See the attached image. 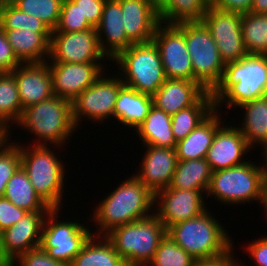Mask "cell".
I'll use <instances>...</instances> for the list:
<instances>
[{
    "label": "cell",
    "instance_id": "obj_1",
    "mask_svg": "<svg viewBox=\"0 0 267 266\" xmlns=\"http://www.w3.org/2000/svg\"><path fill=\"white\" fill-rule=\"evenodd\" d=\"M154 202L155 195L132 174L92 210L91 221L99 228L93 235L105 236L116 227L151 216Z\"/></svg>",
    "mask_w": 267,
    "mask_h": 266
},
{
    "label": "cell",
    "instance_id": "obj_2",
    "mask_svg": "<svg viewBox=\"0 0 267 266\" xmlns=\"http://www.w3.org/2000/svg\"><path fill=\"white\" fill-rule=\"evenodd\" d=\"M211 94L217 111L224 104L236 108L267 95V55L248 54L226 63L222 79Z\"/></svg>",
    "mask_w": 267,
    "mask_h": 266
},
{
    "label": "cell",
    "instance_id": "obj_3",
    "mask_svg": "<svg viewBox=\"0 0 267 266\" xmlns=\"http://www.w3.org/2000/svg\"><path fill=\"white\" fill-rule=\"evenodd\" d=\"M227 232L209 209L166 230V234L195 260L213 259L229 253L234 247Z\"/></svg>",
    "mask_w": 267,
    "mask_h": 266
},
{
    "label": "cell",
    "instance_id": "obj_4",
    "mask_svg": "<svg viewBox=\"0 0 267 266\" xmlns=\"http://www.w3.org/2000/svg\"><path fill=\"white\" fill-rule=\"evenodd\" d=\"M17 126L35 136L33 145L50 144L61 148L78 129L72 119V102L59 96L24 109Z\"/></svg>",
    "mask_w": 267,
    "mask_h": 266
},
{
    "label": "cell",
    "instance_id": "obj_5",
    "mask_svg": "<svg viewBox=\"0 0 267 266\" xmlns=\"http://www.w3.org/2000/svg\"><path fill=\"white\" fill-rule=\"evenodd\" d=\"M29 145V147H28ZM20 145L21 166L26 171L35 191L51 207L62 209L65 189V164L56 156L60 146ZM49 146V147H48ZM28 147V148H27ZM55 148V150H54ZM52 149V150H51Z\"/></svg>",
    "mask_w": 267,
    "mask_h": 266
},
{
    "label": "cell",
    "instance_id": "obj_6",
    "mask_svg": "<svg viewBox=\"0 0 267 266\" xmlns=\"http://www.w3.org/2000/svg\"><path fill=\"white\" fill-rule=\"evenodd\" d=\"M245 160L244 164L213 171L206 196L227 205L255 201L262 207L265 193L262 163L259 166L255 161Z\"/></svg>",
    "mask_w": 267,
    "mask_h": 266
},
{
    "label": "cell",
    "instance_id": "obj_7",
    "mask_svg": "<svg viewBox=\"0 0 267 266\" xmlns=\"http://www.w3.org/2000/svg\"><path fill=\"white\" fill-rule=\"evenodd\" d=\"M166 229L159 218L149 217L116 227L105 235L127 266H147L154 258Z\"/></svg>",
    "mask_w": 267,
    "mask_h": 266
},
{
    "label": "cell",
    "instance_id": "obj_8",
    "mask_svg": "<svg viewBox=\"0 0 267 266\" xmlns=\"http://www.w3.org/2000/svg\"><path fill=\"white\" fill-rule=\"evenodd\" d=\"M112 61L121 71L118 75L124 85L140 93L152 96L166 80L160 53L153 41L132 44Z\"/></svg>",
    "mask_w": 267,
    "mask_h": 266
},
{
    "label": "cell",
    "instance_id": "obj_9",
    "mask_svg": "<svg viewBox=\"0 0 267 266\" xmlns=\"http://www.w3.org/2000/svg\"><path fill=\"white\" fill-rule=\"evenodd\" d=\"M185 40L194 81L212 92L222 79L225 63L209 29L203 22H185Z\"/></svg>",
    "mask_w": 267,
    "mask_h": 266
},
{
    "label": "cell",
    "instance_id": "obj_10",
    "mask_svg": "<svg viewBox=\"0 0 267 266\" xmlns=\"http://www.w3.org/2000/svg\"><path fill=\"white\" fill-rule=\"evenodd\" d=\"M61 209L52 208L45 217L40 247L55 259L70 265L93 234L87 225L75 221L58 220Z\"/></svg>",
    "mask_w": 267,
    "mask_h": 266
},
{
    "label": "cell",
    "instance_id": "obj_11",
    "mask_svg": "<svg viewBox=\"0 0 267 266\" xmlns=\"http://www.w3.org/2000/svg\"><path fill=\"white\" fill-rule=\"evenodd\" d=\"M103 75L72 101V119L76 127L81 125L83 117L97 121V124L113 118L115 103L124 83L118 74L109 78Z\"/></svg>",
    "mask_w": 267,
    "mask_h": 266
},
{
    "label": "cell",
    "instance_id": "obj_12",
    "mask_svg": "<svg viewBox=\"0 0 267 266\" xmlns=\"http://www.w3.org/2000/svg\"><path fill=\"white\" fill-rule=\"evenodd\" d=\"M152 41L158 47L166 78L194 81L192 61L185 40V22H160Z\"/></svg>",
    "mask_w": 267,
    "mask_h": 266
},
{
    "label": "cell",
    "instance_id": "obj_13",
    "mask_svg": "<svg viewBox=\"0 0 267 266\" xmlns=\"http://www.w3.org/2000/svg\"><path fill=\"white\" fill-rule=\"evenodd\" d=\"M110 60L101 50L96 28L80 32H52L51 62L100 63Z\"/></svg>",
    "mask_w": 267,
    "mask_h": 266
},
{
    "label": "cell",
    "instance_id": "obj_14",
    "mask_svg": "<svg viewBox=\"0 0 267 266\" xmlns=\"http://www.w3.org/2000/svg\"><path fill=\"white\" fill-rule=\"evenodd\" d=\"M202 22L209 29L225 64L248 55L241 32V13L208 7Z\"/></svg>",
    "mask_w": 267,
    "mask_h": 266
},
{
    "label": "cell",
    "instance_id": "obj_15",
    "mask_svg": "<svg viewBox=\"0 0 267 266\" xmlns=\"http://www.w3.org/2000/svg\"><path fill=\"white\" fill-rule=\"evenodd\" d=\"M203 191L175 189L170 186L155 194L154 214L167 230L176 223L195 218L208 208ZM157 207V208H156ZM157 211V212H156Z\"/></svg>",
    "mask_w": 267,
    "mask_h": 266
},
{
    "label": "cell",
    "instance_id": "obj_16",
    "mask_svg": "<svg viewBox=\"0 0 267 266\" xmlns=\"http://www.w3.org/2000/svg\"><path fill=\"white\" fill-rule=\"evenodd\" d=\"M46 62L52 78L54 96L70 102L105 73L104 69L106 70L104 63L101 65V63Z\"/></svg>",
    "mask_w": 267,
    "mask_h": 266
},
{
    "label": "cell",
    "instance_id": "obj_17",
    "mask_svg": "<svg viewBox=\"0 0 267 266\" xmlns=\"http://www.w3.org/2000/svg\"><path fill=\"white\" fill-rule=\"evenodd\" d=\"M227 125H222L216 131L205 158L212 172L244 164L247 162L244 156L246 157L248 151L251 152L252 149L238 129V125L236 127Z\"/></svg>",
    "mask_w": 267,
    "mask_h": 266
},
{
    "label": "cell",
    "instance_id": "obj_18",
    "mask_svg": "<svg viewBox=\"0 0 267 266\" xmlns=\"http://www.w3.org/2000/svg\"><path fill=\"white\" fill-rule=\"evenodd\" d=\"M140 171L134 174L154 195L169 187L178 163L175 148L143 146Z\"/></svg>",
    "mask_w": 267,
    "mask_h": 266
},
{
    "label": "cell",
    "instance_id": "obj_19",
    "mask_svg": "<svg viewBox=\"0 0 267 266\" xmlns=\"http://www.w3.org/2000/svg\"><path fill=\"white\" fill-rule=\"evenodd\" d=\"M11 74L17 82L22 110L54 96L47 62L22 63Z\"/></svg>",
    "mask_w": 267,
    "mask_h": 266
},
{
    "label": "cell",
    "instance_id": "obj_20",
    "mask_svg": "<svg viewBox=\"0 0 267 266\" xmlns=\"http://www.w3.org/2000/svg\"><path fill=\"white\" fill-rule=\"evenodd\" d=\"M48 212H27L16 224L2 232L4 251L12 262L40 246L42 228Z\"/></svg>",
    "mask_w": 267,
    "mask_h": 266
},
{
    "label": "cell",
    "instance_id": "obj_21",
    "mask_svg": "<svg viewBox=\"0 0 267 266\" xmlns=\"http://www.w3.org/2000/svg\"><path fill=\"white\" fill-rule=\"evenodd\" d=\"M127 37L134 43L151 42L160 23L158 9L148 0H118Z\"/></svg>",
    "mask_w": 267,
    "mask_h": 266
},
{
    "label": "cell",
    "instance_id": "obj_22",
    "mask_svg": "<svg viewBox=\"0 0 267 266\" xmlns=\"http://www.w3.org/2000/svg\"><path fill=\"white\" fill-rule=\"evenodd\" d=\"M122 8L118 0H106L96 31L101 50L112 61L119 53L134 44L126 34L122 19Z\"/></svg>",
    "mask_w": 267,
    "mask_h": 266
},
{
    "label": "cell",
    "instance_id": "obj_23",
    "mask_svg": "<svg viewBox=\"0 0 267 266\" xmlns=\"http://www.w3.org/2000/svg\"><path fill=\"white\" fill-rule=\"evenodd\" d=\"M207 91L195 81L166 78L152 95L153 105L169 115L193 106Z\"/></svg>",
    "mask_w": 267,
    "mask_h": 266
},
{
    "label": "cell",
    "instance_id": "obj_24",
    "mask_svg": "<svg viewBox=\"0 0 267 266\" xmlns=\"http://www.w3.org/2000/svg\"><path fill=\"white\" fill-rule=\"evenodd\" d=\"M219 112L215 109L183 140L176 143L178 161L206 158L216 131L225 124L224 121L221 122V110Z\"/></svg>",
    "mask_w": 267,
    "mask_h": 266
},
{
    "label": "cell",
    "instance_id": "obj_25",
    "mask_svg": "<svg viewBox=\"0 0 267 266\" xmlns=\"http://www.w3.org/2000/svg\"><path fill=\"white\" fill-rule=\"evenodd\" d=\"M16 57L22 63H43L50 57L52 32L31 30H4Z\"/></svg>",
    "mask_w": 267,
    "mask_h": 266
},
{
    "label": "cell",
    "instance_id": "obj_26",
    "mask_svg": "<svg viewBox=\"0 0 267 266\" xmlns=\"http://www.w3.org/2000/svg\"><path fill=\"white\" fill-rule=\"evenodd\" d=\"M152 106L151 95L140 93L134 88L123 85L115 103L113 118L119 124L128 126L135 131L145 121Z\"/></svg>",
    "mask_w": 267,
    "mask_h": 266
},
{
    "label": "cell",
    "instance_id": "obj_27",
    "mask_svg": "<svg viewBox=\"0 0 267 266\" xmlns=\"http://www.w3.org/2000/svg\"><path fill=\"white\" fill-rule=\"evenodd\" d=\"M143 146L175 148L171 128V115L153 105L145 121L135 130Z\"/></svg>",
    "mask_w": 267,
    "mask_h": 266
},
{
    "label": "cell",
    "instance_id": "obj_28",
    "mask_svg": "<svg viewBox=\"0 0 267 266\" xmlns=\"http://www.w3.org/2000/svg\"><path fill=\"white\" fill-rule=\"evenodd\" d=\"M239 108L243 110L244 119L238 129L248 145L253 149L259 144V147L267 144V95L245 103Z\"/></svg>",
    "mask_w": 267,
    "mask_h": 266
},
{
    "label": "cell",
    "instance_id": "obj_29",
    "mask_svg": "<svg viewBox=\"0 0 267 266\" xmlns=\"http://www.w3.org/2000/svg\"><path fill=\"white\" fill-rule=\"evenodd\" d=\"M69 266H127L105 236L91 235Z\"/></svg>",
    "mask_w": 267,
    "mask_h": 266
},
{
    "label": "cell",
    "instance_id": "obj_30",
    "mask_svg": "<svg viewBox=\"0 0 267 266\" xmlns=\"http://www.w3.org/2000/svg\"><path fill=\"white\" fill-rule=\"evenodd\" d=\"M4 197L27 212L50 211L52 209L37 194L22 166L7 182Z\"/></svg>",
    "mask_w": 267,
    "mask_h": 266
},
{
    "label": "cell",
    "instance_id": "obj_31",
    "mask_svg": "<svg viewBox=\"0 0 267 266\" xmlns=\"http://www.w3.org/2000/svg\"><path fill=\"white\" fill-rule=\"evenodd\" d=\"M214 110V99L211 92L207 91L193 106L171 115V128L176 143L183 140Z\"/></svg>",
    "mask_w": 267,
    "mask_h": 266
},
{
    "label": "cell",
    "instance_id": "obj_32",
    "mask_svg": "<svg viewBox=\"0 0 267 266\" xmlns=\"http://www.w3.org/2000/svg\"><path fill=\"white\" fill-rule=\"evenodd\" d=\"M211 175L212 171L205 158L178 161L170 187L203 191L206 194Z\"/></svg>",
    "mask_w": 267,
    "mask_h": 266
},
{
    "label": "cell",
    "instance_id": "obj_33",
    "mask_svg": "<svg viewBox=\"0 0 267 266\" xmlns=\"http://www.w3.org/2000/svg\"><path fill=\"white\" fill-rule=\"evenodd\" d=\"M23 114L18 86L11 73H0V128L9 132ZM12 124V125H10Z\"/></svg>",
    "mask_w": 267,
    "mask_h": 266
},
{
    "label": "cell",
    "instance_id": "obj_34",
    "mask_svg": "<svg viewBox=\"0 0 267 266\" xmlns=\"http://www.w3.org/2000/svg\"><path fill=\"white\" fill-rule=\"evenodd\" d=\"M207 8L202 0H165L158 8V15L165 24L202 22Z\"/></svg>",
    "mask_w": 267,
    "mask_h": 266
},
{
    "label": "cell",
    "instance_id": "obj_35",
    "mask_svg": "<svg viewBox=\"0 0 267 266\" xmlns=\"http://www.w3.org/2000/svg\"><path fill=\"white\" fill-rule=\"evenodd\" d=\"M244 46L250 55H267V14L241 13Z\"/></svg>",
    "mask_w": 267,
    "mask_h": 266
},
{
    "label": "cell",
    "instance_id": "obj_36",
    "mask_svg": "<svg viewBox=\"0 0 267 266\" xmlns=\"http://www.w3.org/2000/svg\"><path fill=\"white\" fill-rule=\"evenodd\" d=\"M0 27L3 30L26 29L32 32H52L39 18L21 11L14 4L2 6Z\"/></svg>",
    "mask_w": 267,
    "mask_h": 266
},
{
    "label": "cell",
    "instance_id": "obj_37",
    "mask_svg": "<svg viewBox=\"0 0 267 266\" xmlns=\"http://www.w3.org/2000/svg\"><path fill=\"white\" fill-rule=\"evenodd\" d=\"M195 261L166 234L159 242L154 258L147 266H193Z\"/></svg>",
    "mask_w": 267,
    "mask_h": 266
},
{
    "label": "cell",
    "instance_id": "obj_38",
    "mask_svg": "<svg viewBox=\"0 0 267 266\" xmlns=\"http://www.w3.org/2000/svg\"><path fill=\"white\" fill-rule=\"evenodd\" d=\"M14 5L21 11L39 18L54 31L59 21L62 0H18Z\"/></svg>",
    "mask_w": 267,
    "mask_h": 266
},
{
    "label": "cell",
    "instance_id": "obj_39",
    "mask_svg": "<svg viewBox=\"0 0 267 266\" xmlns=\"http://www.w3.org/2000/svg\"><path fill=\"white\" fill-rule=\"evenodd\" d=\"M20 166V143H14L9 137L0 146V197L4 196L7 182Z\"/></svg>",
    "mask_w": 267,
    "mask_h": 266
},
{
    "label": "cell",
    "instance_id": "obj_40",
    "mask_svg": "<svg viewBox=\"0 0 267 266\" xmlns=\"http://www.w3.org/2000/svg\"><path fill=\"white\" fill-rule=\"evenodd\" d=\"M85 17L79 11L78 5L72 0H63L59 21L52 32H80L92 29Z\"/></svg>",
    "mask_w": 267,
    "mask_h": 266
},
{
    "label": "cell",
    "instance_id": "obj_41",
    "mask_svg": "<svg viewBox=\"0 0 267 266\" xmlns=\"http://www.w3.org/2000/svg\"><path fill=\"white\" fill-rule=\"evenodd\" d=\"M17 262V263H16ZM69 266L65 262L51 258L40 246L20 255L12 266Z\"/></svg>",
    "mask_w": 267,
    "mask_h": 266
},
{
    "label": "cell",
    "instance_id": "obj_42",
    "mask_svg": "<svg viewBox=\"0 0 267 266\" xmlns=\"http://www.w3.org/2000/svg\"><path fill=\"white\" fill-rule=\"evenodd\" d=\"M26 213V210L15 206L6 197H0V231L3 232L9 229Z\"/></svg>",
    "mask_w": 267,
    "mask_h": 266
},
{
    "label": "cell",
    "instance_id": "obj_43",
    "mask_svg": "<svg viewBox=\"0 0 267 266\" xmlns=\"http://www.w3.org/2000/svg\"><path fill=\"white\" fill-rule=\"evenodd\" d=\"M22 62L16 57L4 30L0 27V73H11Z\"/></svg>",
    "mask_w": 267,
    "mask_h": 266
},
{
    "label": "cell",
    "instance_id": "obj_44",
    "mask_svg": "<svg viewBox=\"0 0 267 266\" xmlns=\"http://www.w3.org/2000/svg\"><path fill=\"white\" fill-rule=\"evenodd\" d=\"M78 5L82 16L86 18L88 23L96 28L101 20L103 7L106 0H72Z\"/></svg>",
    "mask_w": 267,
    "mask_h": 266
},
{
    "label": "cell",
    "instance_id": "obj_45",
    "mask_svg": "<svg viewBox=\"0 0 267 266\" xmlns=\"http://www.w3.org/2000/svg\"><path fill=\"white\" fill-rule=\"evenodd\" d=\"M245 249V253L251 256L250 259L255 262L256 266H267V235L260 237L259 239H255L247 244ZM241 266L243 265L241 263Z\"/></svg>",
    "mask_w": 267,
    "mask_h": 266
},
{
    "label": "cell",
    "instance_id": "obj_46",
    "mask_svg": "<svg viewBox=\"0 0 267 266\" xmlns=\"http://www.w3.org/2000/svg\"><path fill=\"white\" fill-rule=\"evenodd\" d=\"M234 249L224 256L213 258V259H203L196 260L193 266H241L239 260L234 257ZM238 262V263H237Z\"/></svg>",
    "mask_w": 267,
    "mask_h": 266
},
{
    "label": "cell",
    "instance_id": "obj_47",
    "mask_svg": "<svg viewBox=\"0 0 267 266\" xmlns=\"http://www.w3.org/2000/svg\"><path fill=\"white\" fill-rule=\"evenodd\" d=\"M254 0H220L215 6L219 10L231 11L237 13H247Z\"/></svg>",
    "mask_w": 267,
    "mask_h": 266
},
{
    "label": "cell",
    "instance_id": "obj_48",
    "mask_svg": "<svg viewBox=\"0 0 267 266\" xmlns=\"http://www.w3.org/2000/svg\"><path fill=\"white\" fill-rule=\"evenodd\" d=\"M249 12L267 14V0H254Z\"/></svg>",
    "mask_w": 267,
    "mask_h": 266
},
{
    "label": "cell",
    "instance_id": "obj_49",
    "mask_svg": "<svg viewBox=\"0 0 267 266\" xmlns=\"http://www.w3.org/2000/svg\"><path fill=\"white\" fill-rule=\"evenodd\" d=\"M12 261L6 256L3 246L2 232L0 231V266H12Z\"/></svg>",
    "mask_w": 267,
    "mask_h": 266
},
{
    "label": "cell",
    "instance_id": "obj_50",
    "mask_svg": "<svg viewBox=\"0 0 267 266\" xmlns=\"http://www.w3.org/2000/svg\"><path fill=\"white\" fill-rule=\"evenodd\" d=\"M263 151V154H261L262 156L264 155V161L265 163H263V165L261 166L262 168V172H263V176H264V182H265V186H267V144H264L261 147Z\"/></svg>",
    "mask_w": 267,
    "mask_h": 266
},
{
    "label": "cell",
    "instance_id": "obj_51",
    "mask_svg": "<svg viewBox=\"0 0 267 266\" xmlns=\"http://www.w3.org/2000/svg\"><path fill=\"white\" fill-rule=\"evenodd\" d=\"M11 133L5 129L0 128V146L10 137Z\"/></svg>",
    "mask_w": 267,
    "mask_h": 266
},
{
    "label": "cell",
    "instance_id": "obj_52",
    "mask_svg": "<svg viewBox=\"0 0 267 266\" xmlns=\"http://www.w3.org/2000/svg\"><path fill=\"white\" fill-rule=\"evenodd\" d=\"M207 7H215L220 0H202Z\"/></svg>",
    "mask_w": 267,
    "mask_h": 266
},
{
    "label": "cell",
    "instance_id": "obj_53",
    "mask_svg": "<svg viewBox=\"0 0 267 266\" xmlns=\"http://www.w3.org/2000/svg\"><path fill=\"white\" fill-rule=\"evenodd\" d=\"M262 207H264V212H266V216L265 218H267V186H265V193H264V200H263V204Z\"/></svg>",
    "mask_w": 267,
    "mask_h": 266
},
{
    "label": "cell",
    "instance_id": "obj_54",
    "mask_svg": "<svg viewBox=\"0 0 267 266\" xmlns=\"http://www.w3.org/2000/svg\"><path fill=\"white\" fill-rule=\"evenodd\" d=\"M150 1L157 9L165 2V0H148Z\"/></svg>",
    "mask_w": 267,
    "mask_h": 266
},
{
    "label": "cell",
    "instance_id": "obj_55",
    "mask_svg": "<svg viewBox=\"0 0 267 266\" xmlns=\"http://www.w3.org/2000/svg\"><path fill=\"white\" fill-rule=\"evenodd\" d=\"M18 0H1L3 5H7V4H14L16 3Z\"/></svg>",
    "mask_w": 267,
    "mask_h": 266
},
{
    "label": "cell",
    "instance_id": "obj_56",
    "mask_svg": "<svg viewBox=\"0 0 267 266\" xmlns=\"http://www.w3.org/2000/svg\"><path fill=\"white\" fill-rule=\"evenodd\" d=\"M2 6H3V4H2V2H1V0H0V16H1V9H2Z\"/></svg>",
    "mask_w": 267,
    "mask_h": 266
}]
</instances>
